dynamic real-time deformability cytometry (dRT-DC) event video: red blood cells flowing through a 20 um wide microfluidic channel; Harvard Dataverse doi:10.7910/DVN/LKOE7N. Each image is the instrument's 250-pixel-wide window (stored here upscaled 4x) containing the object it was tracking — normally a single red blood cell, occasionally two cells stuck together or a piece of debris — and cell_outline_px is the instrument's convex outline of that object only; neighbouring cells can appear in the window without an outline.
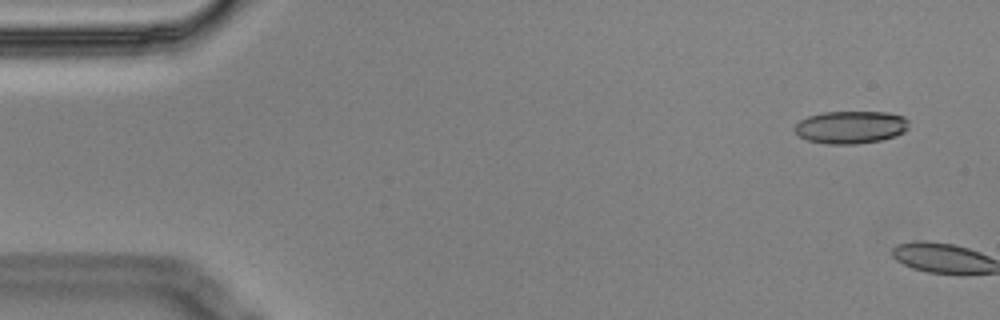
{"species": "Egyptian fruit bat (a non-hibernating species)", "species_latin": "Rousettus aegyptiacus", "temperature_condition": "cold", "stored_images_in_passage": 3, "camera_frame_rate_fps": 3000, "um_per_image_px": 0.085, "animal": {"sex": "male"}, "frame": {"image": 1, "passage_image": 2, "time_ms": 0.333, "image_size_px": [1000, 320], "cell_outline_px": [[908, 128], [904, 132], [896, 136], [880, 140], [856, 144], [824, 144], [808, 140], [800, 136], [792, 128], [800, 120], [808, 116], [824, 112], [888, 112], [904, 116], [908, 120]], "centroid_in_image_um": [72.32, 10.81], "position_along_channel_um": 12.7, "area_um2": 21.85}}